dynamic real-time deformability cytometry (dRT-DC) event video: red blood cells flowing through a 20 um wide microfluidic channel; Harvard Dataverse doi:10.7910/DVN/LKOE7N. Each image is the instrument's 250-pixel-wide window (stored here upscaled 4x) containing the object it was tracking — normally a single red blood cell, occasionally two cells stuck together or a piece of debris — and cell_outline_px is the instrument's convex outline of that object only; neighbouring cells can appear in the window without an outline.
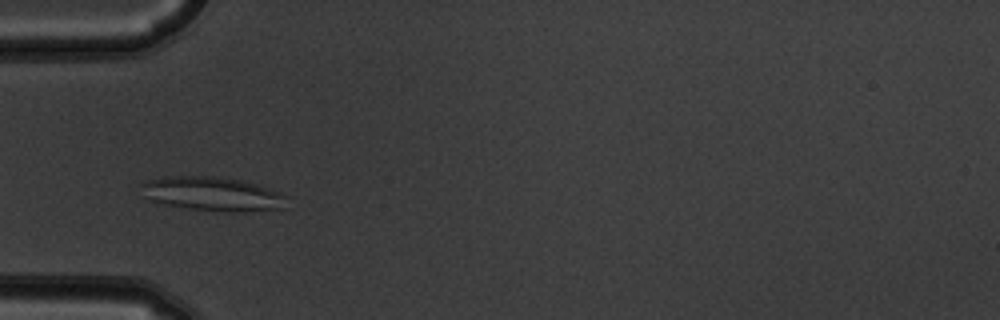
{"species": "common noctule bat (a hibernating species)", "species_latin": "Nyctalus noctula", "temperature_condition": "warm", "stored_images_in_passage": 7, "camera_frame_rate_fps": 3000, "um_per_image_px": 0.085, "animal": {"sex": "male", "body_mass_g": 19.5, "forearm_length_mm": 54.6}, "frame": {"image": 1, "passage_image": 1, "time_ms": 0.0, "image_size_px": [1000, 320], "cell_outline_px": [[288, 196], [284, 208], [244, 212], [228, 212], [180, 208], [148, 200], [144, 196], [140, 184], [148, 180], [164, 176], [212, 176], [240, 180], [256, 184], [280, 192]], "centroid_in_image_um": [18.04, 16.49], "position_along_channel_um": 67.0, "area_um2": 29.25}}
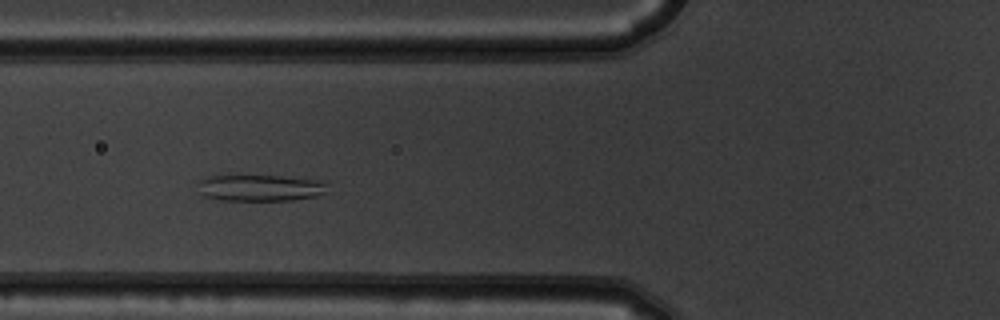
{"frame": {"image": 2, "passage_image": 2, "time_ms": 0.333, "image_size_px": [1000, 320], "cell_outline_px": [[328, 192], [316, 196], [292, 200], [220, 200], [204, 196], [200, 192], [196, 180], [208, 176], [224, 172], [280, 176], [328, 180]], "centroid_in_image_um": [22.08, 15.91], "position_along_channel_um": 103.7, "area_um2": 21.39}}
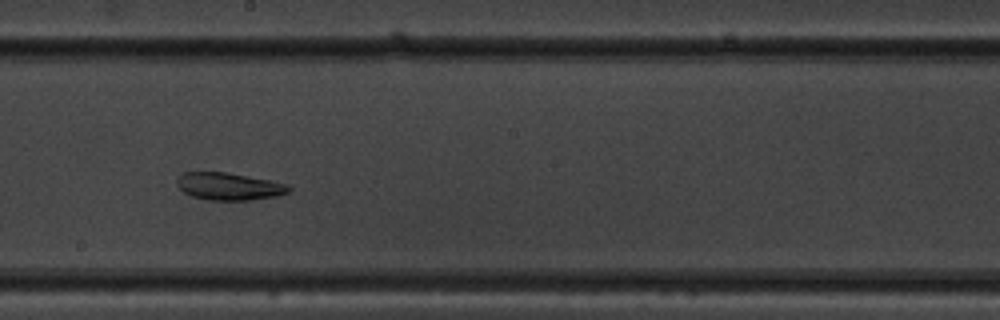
{"frame": {"image": 3, "passage_image": 5, "time_ms": 1.333, "image_size_px": [1000, 320], "cell_outline_px": [[292, 188], [288, 192], [276, 196], [252, 200], [208, 200], [192, 196], [184, 192], [176, 184], [176, 180], [184, 172], [224, 172], [272, 180], [288, 184]], "centroid_in_image_um": [19.48, 15.84], "position_along_channel_um": 228.7, "area_um2": 17.86}}